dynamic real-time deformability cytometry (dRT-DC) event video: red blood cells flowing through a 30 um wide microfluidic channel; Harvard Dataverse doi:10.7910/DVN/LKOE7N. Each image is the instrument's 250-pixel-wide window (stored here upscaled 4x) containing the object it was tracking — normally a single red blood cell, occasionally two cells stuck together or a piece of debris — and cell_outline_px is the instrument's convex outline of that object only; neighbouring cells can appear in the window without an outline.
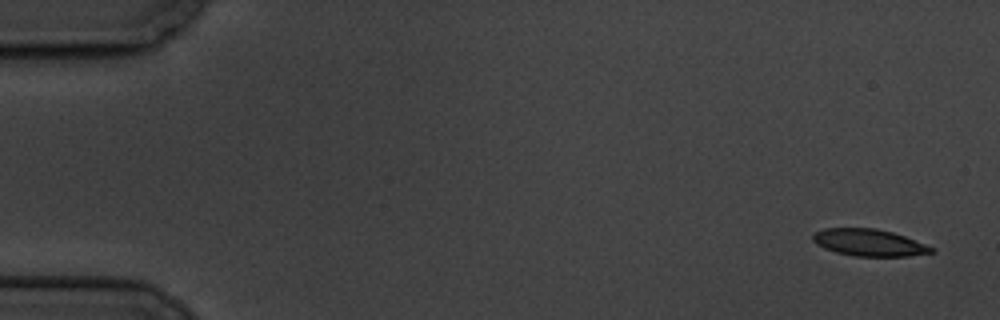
{"species": "common noctule bat (a hibernating species)", "species_latin": "Nyctalus noctula", "temperature_condition": "cold", "stored_images_in_passage": 9, "camera_frame_rate_fps": 3000, "um_per_image_px": 0.085, "animal": {"sex": "male", "body_mass_g": 19.5, "forearm_length_mm": 54.6}, "frame": {"image": 1, "passage_image": 1, "time_ms": 0.0, "image_size_px": [1000, 320], "cell_outline_px": [[936, 252], [908, 256], [852, 256], [836, 252], [824, 248], [816, 244], [812, 240], [812, 236], [816, 232], [824, 228], [876, 228], [892, 232], [904, 236], [936, 248]], "centroid_in_image_um": [73.88, 20.62], "position_along_channel_um": 11.1, "area_um2": 18.67}}
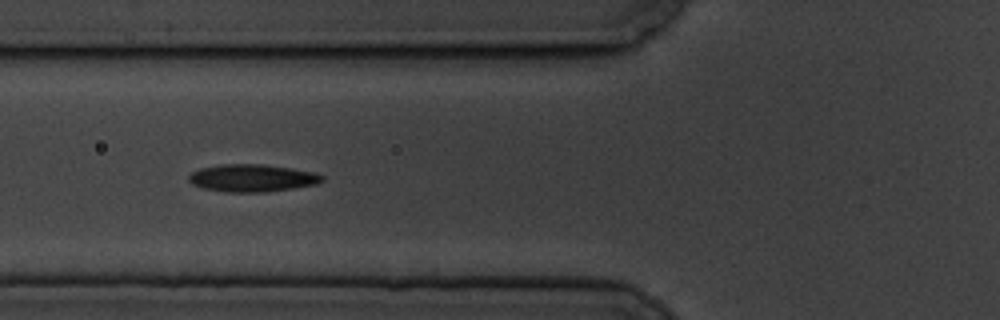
{"frame": {"image": 2, "passage_image": 7, "time_ms": 6.667, "image_size_px": [1000, 320], "cell_outline_px": [[324, 180], [316, 184], [268, 192], [224, 192], [200, 188], [192, 184], [188, 180], [188, 176], [192, 172], [200, 168], [224, 164], [260, 164], [292, 168], [316, 172], [324, 176]], "centroid_in_image_um": [21.42, 15.14], "position_along_channel_um": 104.4, "area_um2": 21.5}}
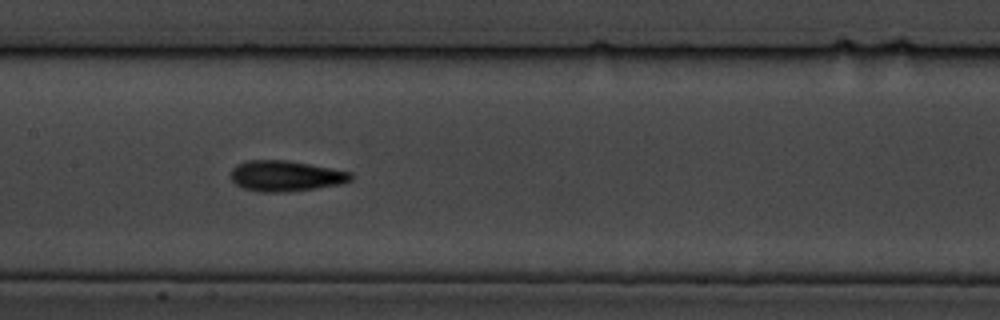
{"frame": {"image": 3, "passage_image": 9, "time_ms": 9.0, "image_size_px": [1000, 320], "cell_outline_px": [[352, 180], [340, 184], [316, 188], [284, 192], [260, 192], [244, 188], [236, 184], [232, 180], [232, 168], [236, 164], [248, 160], [288, 160], [352, 172]], "centroid_in_image_um": [24.28, 14.95], "position_along_channel_um": 183.1, "area_um2": 21.39}}